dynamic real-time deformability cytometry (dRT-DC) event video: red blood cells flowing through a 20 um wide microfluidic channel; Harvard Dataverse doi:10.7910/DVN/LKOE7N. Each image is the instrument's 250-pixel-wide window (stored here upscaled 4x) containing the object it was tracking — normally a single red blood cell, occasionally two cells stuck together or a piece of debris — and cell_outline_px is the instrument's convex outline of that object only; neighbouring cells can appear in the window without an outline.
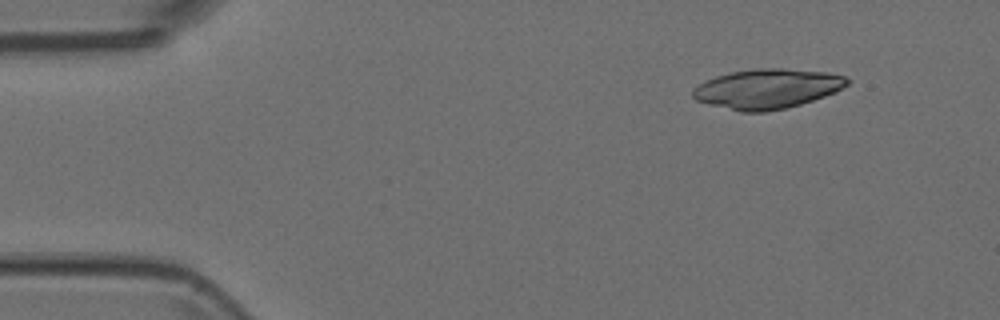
{"species": "Egyptian fruit bat (a non-hibernating species)", "species_latin": "Rousettus aegyptiacus", "temperature_condition": "room temperature", "stored_images_in_passage": 5, "camera_frame_rate_fps": 3000, "um_per_image_px": 0.085, "animal": {"sex": "female"}, "frame": {"image": 1, "passage_image": 2, "time_ms": 0.333, "image_size_px": [1000, 320], "cell_outline_px": [[852, 80], [848, 84], [836, 92], [800, 104], [784, 108], [764, 112], [740, 112], [708, 104], [696, 100], [692, 96], [692, 88], [716, 76], [732, 72], [756, 68], [784, 68], [828, 72], [844, 76]], "centroid_in_image_um": [65.22, 7.54], "position_along_channel_um": 19.8, "area_um2": 35.72}}